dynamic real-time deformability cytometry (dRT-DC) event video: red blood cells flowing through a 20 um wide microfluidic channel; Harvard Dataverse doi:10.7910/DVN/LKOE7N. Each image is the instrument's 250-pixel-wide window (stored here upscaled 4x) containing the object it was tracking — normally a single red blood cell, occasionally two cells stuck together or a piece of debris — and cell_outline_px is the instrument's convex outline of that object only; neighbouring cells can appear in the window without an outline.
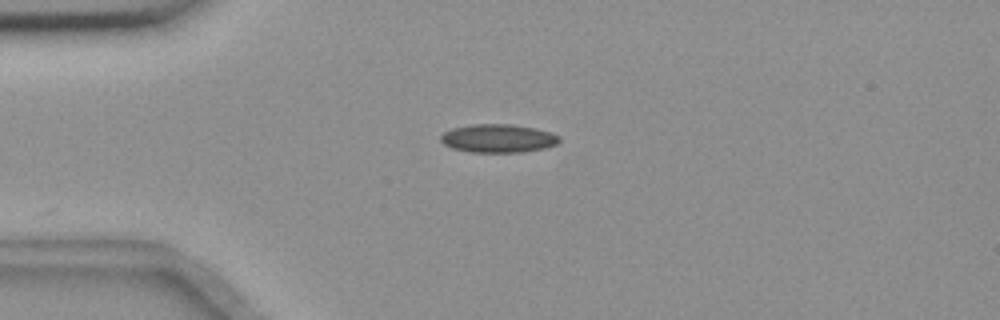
{"species": "common noctule bat (a hibernating species)", "species_latin": "Nyctalus noctula", "temperature_condition": "room temperature", "stored_images_in_passage": 15, "camera_frame_rate_fps": 3000, "um_per_image_px": 0.085, "animal": {"sex": "female", "body_mass_g": 18.4}, "frame": {"image": 1, "passage_image": 8, "time_ms": 2.333, "image_size_px": [1000, 320], "cell_outline_px": [[560, 140], [556, 144], [544, 148], [524, 152], [472, 152], [452, 148], [444, 144], [440, 140], [440, 136], [444, 132], [452, 128], [472, 124], [512, 124], [536, 128], [552, 132], [560, 136]], "centroid_in_image_um": [42.36, 11.75], "position_along_channel_um": 42.6, "area_um2": 19.71}}
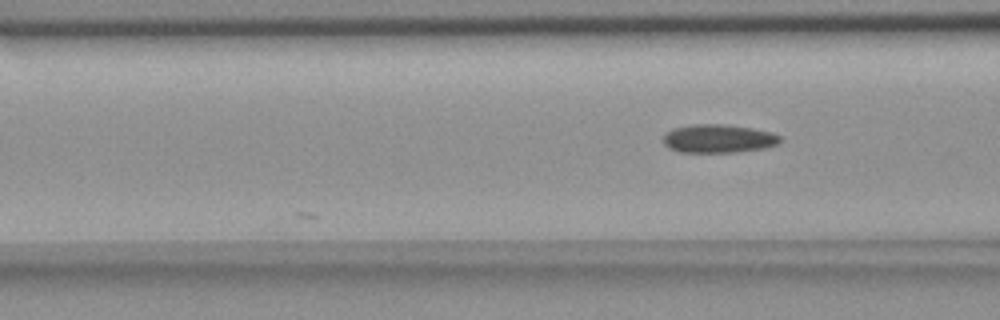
{"frame": {"image": 2, "passage_image": 15, "time_ms": 4.667, "image_size_px": [1000, 320], "cell_outline_px": [[780, 140], [776, 144], [764, 148], [736, 152], [680, 152], [668, 148], [664, 144], [664, 136], [672, 128], [692, 124], [724, 124], [752, 128], [772, 132], [780, 136]], "centroid_in_image_um": [61.04, 11.78], "position_along_channel_um": 105.6, "area_um2": 19.31}}